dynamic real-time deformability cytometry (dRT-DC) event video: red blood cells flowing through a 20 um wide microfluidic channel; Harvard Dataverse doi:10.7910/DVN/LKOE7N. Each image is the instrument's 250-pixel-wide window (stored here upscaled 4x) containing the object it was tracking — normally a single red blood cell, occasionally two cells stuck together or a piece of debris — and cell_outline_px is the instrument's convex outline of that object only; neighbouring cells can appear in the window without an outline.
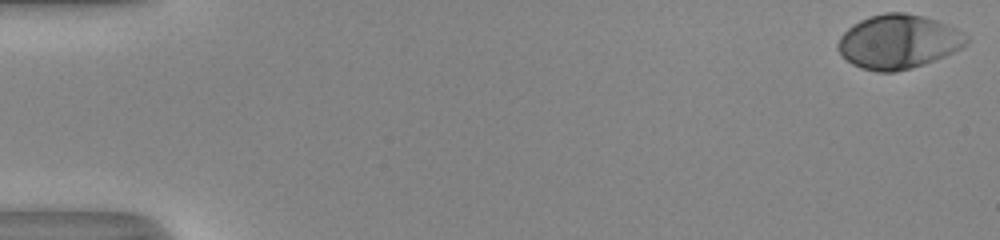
{"species": "human", "species_latin": "Homo sapiens", "temperature_condition": "room temperature", "stored_images_in_passage": 44, "camera_frame_rate_fps": 3000, "um_per_image_px": 0.085, "donor": {"sex": "male"}, "frame": {"image": 1, "passage_image": 1, "time_ms": 0.0, "image_size_px": [1000, 240], "cell_outline_px": [[972, 40], [968, 44], [944, 56], [924, 64], [912, 68], [892, 72], [876, 72], [860, 68], [852, 64], [836, 48], [836, 44], [840, 36], [852, 24], [868, 16], [884, 12], [904, 12], [924, 16], [948, 24], [964, 32]], "centroid_in_image_um": [76.37, 3.53], "position_along_channel_um": 8.6, "area_um2": 40.86}}
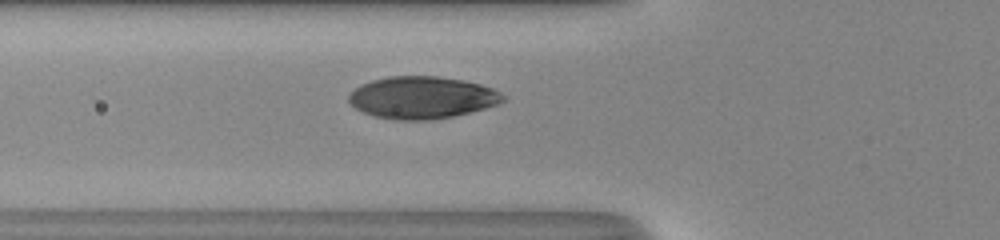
{"frame": {"image": 2, "passage_image": 20, "time_ms": 6.333, "image_size_px": [1000, 240], "cell_outline_px": [[508, 100], [484, 108], [452, 116], [432, 120], [396, 120], [376, 116], [364, 112], [356, 108], [348, 100], [348, 96], [360, 84], [372, 80], [388, 76], [436, 76], [460, 80], [480, 84], [492, 88], [500, 92]], "centroid_in_image_um": [35.87, 8.29], "position_along_channel_um": 89.9, "area_um2": 37.63}}
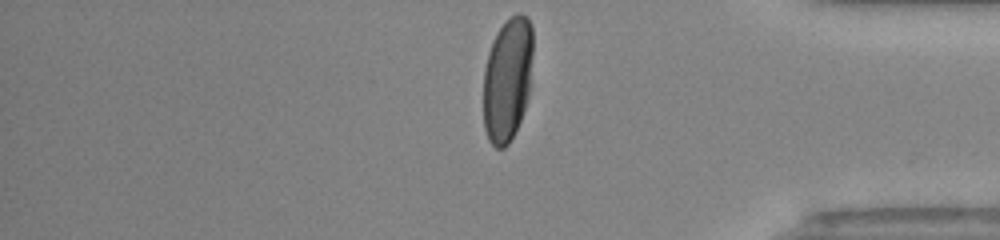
{"frame": {"image": 3, "passage_image": 44, "time_ms": 14.333, "image_size_px": [1000, 240], "cell_outline_px": [[532, 56], [528, 100], [520, 120], [508, 144], [504, 148], [496, 148], [488, 140], [484, 128], [484, 72], [488, 52], [492, 40], [496, 32], [512, 16], [520, 12], [528, 16], [532, 28]], "centroid_in_image_um": [43.13, 6.74], "position_along_channel_um": 392.1, "area_um2": 35.84}, "authors_computed_cell_mechanics": {"area_um2": 38.4948, "velocity_mm_per_s": 4.0251, "shape_relaxation_time_tau1_ms": 2.7382, "shape_relaxation_time_tau2_ms": null, "deformation_change_tau1": 0.1865, "deformation_change_tau2": null}}